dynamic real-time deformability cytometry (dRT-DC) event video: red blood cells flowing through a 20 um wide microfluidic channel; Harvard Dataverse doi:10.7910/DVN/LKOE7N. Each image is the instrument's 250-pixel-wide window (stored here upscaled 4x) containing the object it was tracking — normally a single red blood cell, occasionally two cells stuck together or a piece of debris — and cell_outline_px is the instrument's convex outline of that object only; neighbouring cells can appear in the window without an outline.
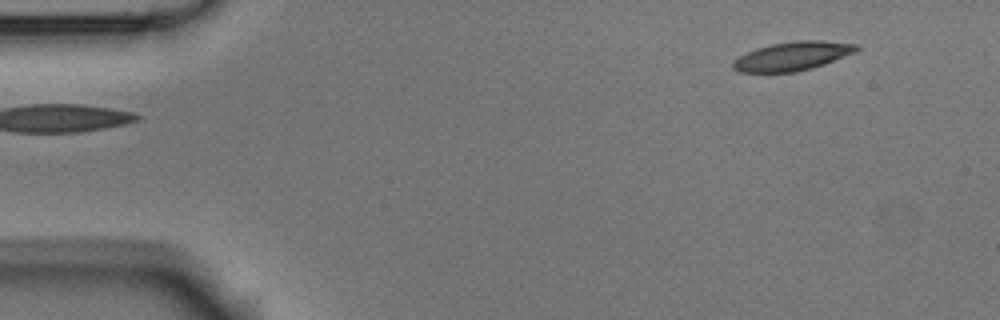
{"species": "Egyptian fruit bat (a non-hibernating species)", "species_latin": "Rousettus aegyptiacus", "temperature_condition": "room temperature", "stored_images_in_passage": 3, "segment_of_instrument_passage": [2, 2], "camera_frame_rate_fps": 3000, "um_per_image_px": 0.085, "animal": {"sex": "male"}, "frame": {"image": 1, "passage_image": 3, "time_ms": 0.667, "image_size_px": [1000, 320], "cell_outline_px": [[860, 48], [856, 52], [824, 64], [812, 68], [796, 72], [740, 72], [732, 68], [732, 64], [740, 56], [756, 48], [772, 44], [796, 40], [820, 40], [856, 44]], "centroid_in_image_um": [67.39, 4.77], "position_along_channel_um": 17.6, "area_um2": 20.58}}